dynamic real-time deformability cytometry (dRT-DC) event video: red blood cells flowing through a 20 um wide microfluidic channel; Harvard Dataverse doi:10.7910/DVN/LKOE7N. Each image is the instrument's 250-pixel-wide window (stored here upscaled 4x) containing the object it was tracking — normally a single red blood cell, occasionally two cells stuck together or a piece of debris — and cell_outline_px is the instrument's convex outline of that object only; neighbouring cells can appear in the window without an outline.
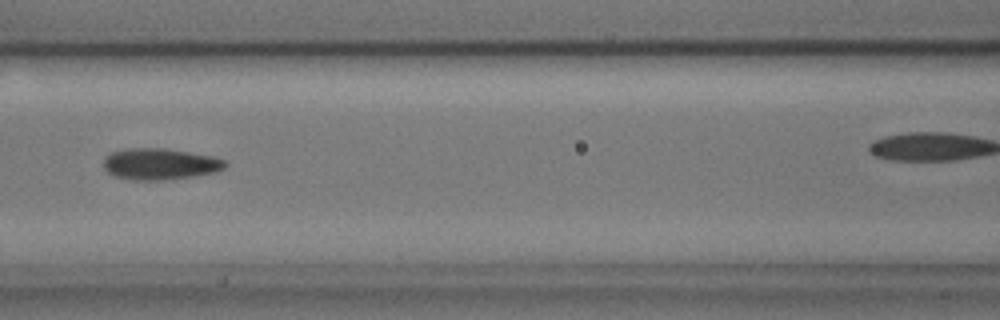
{"species": "common noctule bat (a hibernating species)", "species_latin": "Nyctalus noctula", "temperature_condition": "cold", "stored_images_in_passage": 30, "camera_frame_rate_fps": 3000, "um_per_image_px": 0.085, "animal": {"sex": "male", "body_mass_g": 17.9, "forearm_length_mm": 54.2}, "frame": {"image": 1, "passage_image": 9, "time_ms": 2.667, "image_size_px": [1000, 320], "cell_outline_px": [[228, 164], [224, 168], [216, 172], [196, 176], [160, 180], [132, 180], [112, 176], [104, 168], [104, 156], [108, 152], [124, 148], [164, 148], [212, 156], [228, 160]], "centroid_in_image_um": [13.58, 13.93], "position_along_channel_um": 153.0, "area_um2": 22.6}}
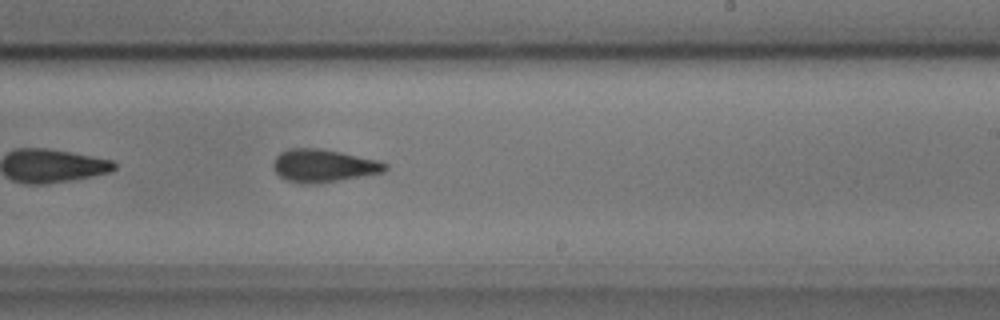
{"frame": {"image": 2, "passage_image": 18, "time_ms": 5.667, "image_size_px": [1000, 320], "cell_outline_px": [[388, 168], [384, 172], [336, 180], [308, 184], [288, 180], [280, 176], [272, 168], [272, 164], [276, 156], [280, 152], [288, 148], [320, 148], [380, 160], [388, 164]], "centroid_in_image_um": [27.49, 14.06], "position_along_channel_um": 261.5, "area_um2": 21.21}}